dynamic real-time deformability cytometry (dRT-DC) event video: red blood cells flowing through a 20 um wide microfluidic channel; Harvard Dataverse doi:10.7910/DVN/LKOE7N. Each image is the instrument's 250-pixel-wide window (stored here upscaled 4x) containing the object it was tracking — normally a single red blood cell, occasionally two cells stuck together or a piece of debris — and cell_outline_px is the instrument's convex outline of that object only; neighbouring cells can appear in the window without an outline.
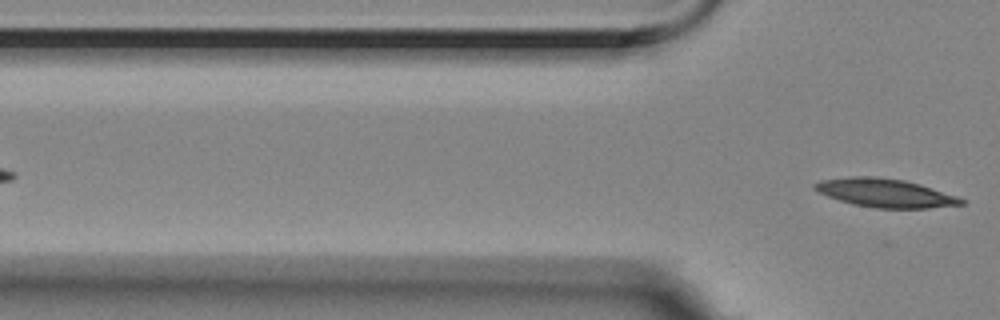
{"species": "Egyptian fruit bat (a non-hibernating species)", "species_latin": "Rousettus aegyptiacus", "temperature_condition": "room temperature", "stored_images_in_passage": 4, "camera_frame_rate_fps": 3000, "um_per_image_px": 0.085, "animal": {"sex": "female"}, "frame": {"image": 1, "passage_image": 4, "time_ms": 1.0, "image_size_px": [1000, 320], "cell_outline_px": [[968, 204], [928, 208], [876, 208], [852, 204], [828, 196], [812, 188], [812, 184], [820, 180], [852, 176], [876, 176], [904, 180], [920, 184], [968, 200]], "centroid_in_image_um": [75.27, 16.4], "position_along_channel_um": 50.5, "area_um2": 24.45}}